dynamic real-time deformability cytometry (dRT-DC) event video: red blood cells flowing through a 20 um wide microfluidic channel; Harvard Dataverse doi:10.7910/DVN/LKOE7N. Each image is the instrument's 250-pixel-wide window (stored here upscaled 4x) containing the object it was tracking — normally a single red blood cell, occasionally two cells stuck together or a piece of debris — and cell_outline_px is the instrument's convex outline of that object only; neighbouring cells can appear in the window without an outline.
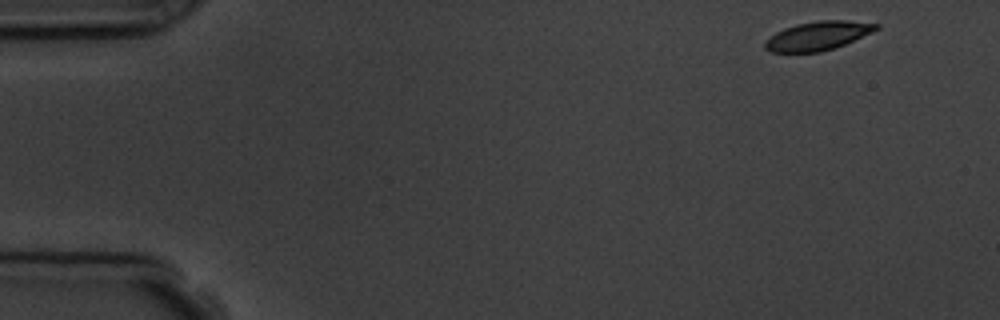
{"species": "common noctule bat (a hibernating species)", "species_latin": "Nyctalus noctula", "temperature_condition": "room temperature", "stored_images_in_passage": 10, "camera_frame_rate_fps": 3000, "um_per_image_px": 0.085, "animal": {"sex": "male", "body_mass_g": 19.5, "forearm_length_mm": 54.6}, "frame": {"image": 1, "passage_image": 1, "time_ms": 0.0, "image_size_px": [1000, 320], "cell_outline_px": [[880, 28], [872, 32], [844, 44], [820, 52], [768, 52], [764, 48], [764, 40], [776, 32], [784, 28], [796, 24], [816, 20], [848, 20], [880, 24]], "centroid_in_image_um": [69.48, 3.03], "position_along_channel_um": 15.5, "area_um2": 18.73}}
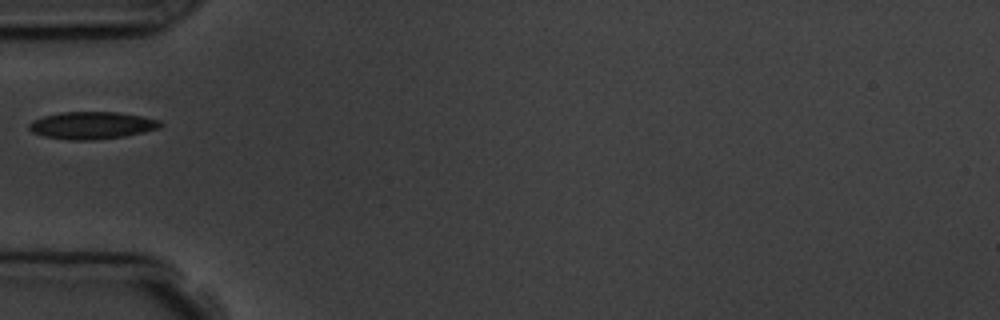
{"frame": {"image": 2, "passage_image": 5, "time_ms": 4.667, "image_size_px": [1000, 320], "cell_outline_px": [[164, 124], [160, 128], [144, 132], [124, 136], [96, 140], [68, 140], [44, 136], [32, 132], [28, 128], [28, 124], [32, 120], [44, 116], [60, 112], [116, 112], [140, 116], [160, 120]], "centroid_in_image_um": [7.81, 10.66], "position_along_channel_um": 77.2, "area_um2": 20.98}}
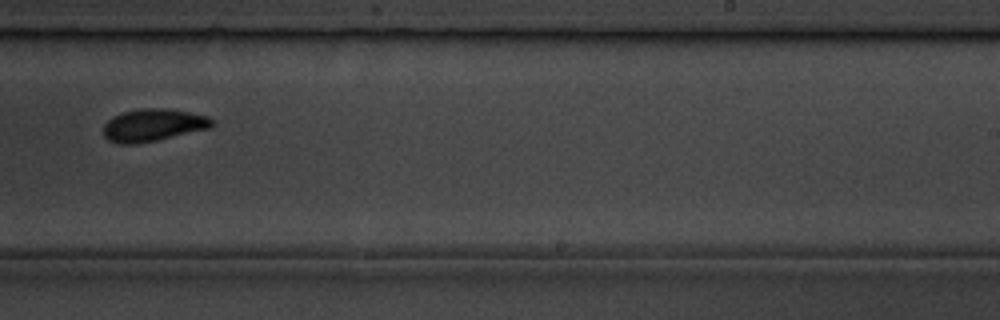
{"frame": {"image": 3, "passage_image": 10, "time_ms": 10.0, "image_size_px": [1000, 320], "cell_outline_px": [[216, 124], [212, 128], [156, 140], [136, 144], [120, 144], [108, 140], [104, 136], [104, 124], [112, 116], [124, 112], [140, 108], [168, 108], [208, 116]], "centroid_in_image_um": [13.03, 10.63], "position_along_channel_um": 276.0, "area_um2": 20.63}}